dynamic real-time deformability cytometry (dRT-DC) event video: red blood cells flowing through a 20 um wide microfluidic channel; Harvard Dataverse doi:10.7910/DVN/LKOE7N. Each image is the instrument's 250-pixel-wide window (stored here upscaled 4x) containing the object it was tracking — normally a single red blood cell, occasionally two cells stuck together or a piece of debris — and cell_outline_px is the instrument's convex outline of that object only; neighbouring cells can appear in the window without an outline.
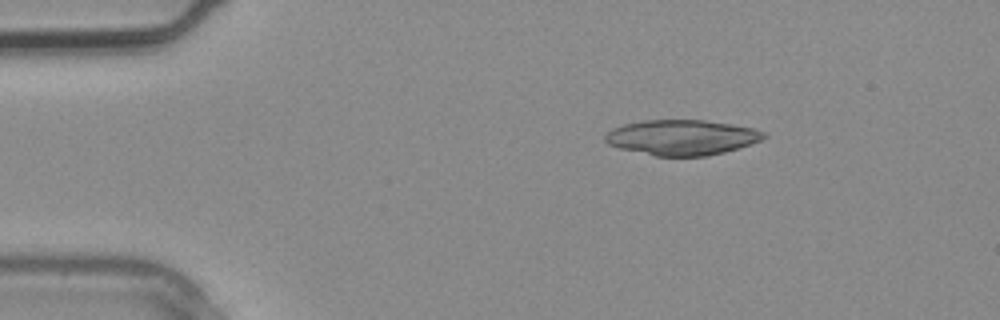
{"species": "common noctule bat (a hibernating species)", "species_latin": "Nyctalus noctula", "temperature_condition": "warm", "stored_images_in_passage": 2, "camera_frame_rate_fps": 3000, "um_per_image_px": 0.085, "animal": {"sex": "male", "body_mass_g": 20.4}, "frame": {"image": 1, "passage_image": 2, "time_ms": 0.333, "image_size_px": [1000, 320], "cell_outline_px": [[768, 136], [760, 140], [724, 152], [708, 156], [656, 156], [620, 148], [608, 144], [604, 140], [604, 136], [612, 128], [624, 124], [644, 120], [704, 120], [732, 124], [752, 128], [764, 132]], "centroid_in_image_um": [57.93, 11.67], "position_along_channel_um": 27.1, "area_um2": 32.43}}